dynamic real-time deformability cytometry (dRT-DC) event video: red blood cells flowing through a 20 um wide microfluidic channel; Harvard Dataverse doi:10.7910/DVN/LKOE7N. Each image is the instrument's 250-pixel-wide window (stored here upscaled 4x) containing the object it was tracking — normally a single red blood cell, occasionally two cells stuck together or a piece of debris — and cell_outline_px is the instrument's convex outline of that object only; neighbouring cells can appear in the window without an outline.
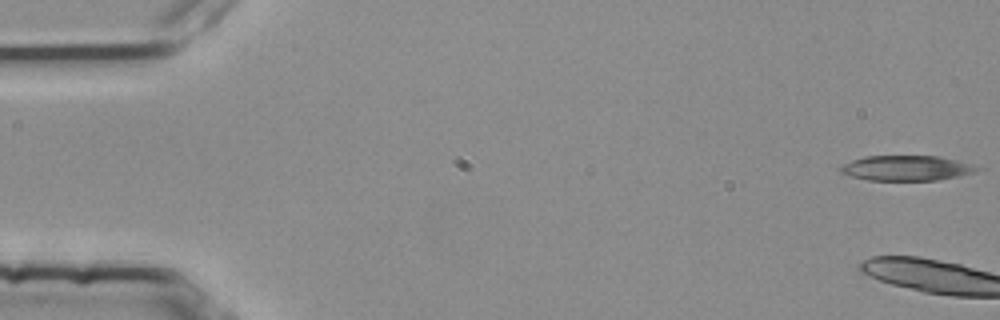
{"species": "common noctule bat (a hibernating species)", "species_latin": "Nyctalus noctula", "temperature_condition": "room temperature", "stored_images_in_passage": 4, "camera_frame_rate_fps": 3000, "um_per_image_px": 0.085, "animal": {"sex": "female", "body_mass_g": 25.1}, "frame": {"image": 1, "passage_image": 1, "time_ms": 0.0, "image_size_px": [1000, 320], "cell_outline_px": [[984, 168], [976, 172], [960, 176], [936, 180], [868, 180], [852, 176], [840, 172], [840, 168], [844, 164], [852, 160], [864, 156], [940, 156], [972, 164]], "centroid_in_image_um": [77.11, 14.28], "position_along_channel_um": 7.9, "area_um2": 20.0}}